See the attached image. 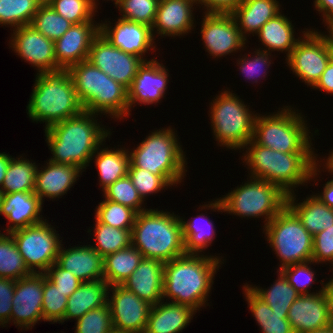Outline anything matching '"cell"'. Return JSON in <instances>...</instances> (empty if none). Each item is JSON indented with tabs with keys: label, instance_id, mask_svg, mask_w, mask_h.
Returning <instances> with one entry per match:
<instances>
[{
	"label": "cell",
	"instance_id": "8c879c8a",
	"mask_svg": "<svg viewBox=\"0 0 333 333\" xmlns=\"http://www.w3.org/2000/svg\"><path fill=\"white\" fill-rule=\"evenodd\" d=\"M109 1V0H108ZM114 1L115 6L121 1V0H112V2Z\"/></svg>",
	"mask_w": 333,
	"mask_h": 333
},
{
	"label": "cell",
	"instance_id": "d4e9b609",
	"mask_svg": "<svg viewBox=\"0 0 333 333\" xmlns=\"http://www.w3.org/2000/svg\"><path fill=\"white\" fill-rule=\"evenodd\" d=\"M43 203L34 192L4 194L0 214L8 219L6 233L38 224L45 219L40 215ZM41 216V217H40Z\"/></svg>",
	"mask_w": 333,
	"mask_h": 333
},
{
	"label": "cell",
	"instance_id": "d6986e66",
	"mask_svg": "<svg viewBox=\"0 0 333 333\" xmlns=\"http://www.w3.org/2000/svg\"><path fill=\"white\" fill-rule=\"evenodd\" d=\"M312 294L300 295L290 306L287 319L294 333H310L331 324L325 285Z\"/></svg>",
	"mask_w": 333,
	"mask_h": 333
},
{
	"label": "cell",
	"instance_id": "681fc988",
	"mask_svg": "<svg viewBox=\"0 0 333 333\" xmlns=\"http://www.w3.org/2000/svg\"><path fill=\"white\" fill-rule=\"evenodd\" d=\"M109 305L85 313L76 322L75 333H113Z\"/></svg>",
	"mask_w": 333,
	"mask_h": 333
},
{
	"label": "cell",
	"instance_id": "94428289",
	"mask_svg": "<svg viewBox=\"0 0 333 333\" xmlns=\"http://www.w3.org/2000/svg\"><path fill=\"white\" fill-rule=\"evenodd\" d=\"M13 157L5 152L0 153V189L3 184L7 168L10 164V161Z\"/></svg>",
	"mask_w": 333,
	"mask_h": 333
},
{
	"label": "cell",
	"instance_id": "8d00e7d4",
	"mask_svg": "<svg viewBox=\"0 0 333 333\" xmlns=\"http://www.w3.org/2000/svg\"><path fill=\"white\" fill-rule=\"evenodd\" d=\"M22 156L12 158L7 168L1 190L4 194L34 192L38 166ZM21 158V159H20Z\"/></svg>",
	"mask_w": 333,
	"mask_h": 333
},
{
	"label": "cell",
	"instance_id": "6f0895ef",
	"mask_svg": "<svg viewBox=\"0 0 333 333\" xmlns=\"http://www.w3.org/2000/svg\"><path fill=\"white\" fill-rule=\"evenodd\" d=\"M323 90L328 94H333V63L329 61L320 79L311 89Z\"/></svg>",
	"mask_w": 333,
	"mask_h": 333
},
{
	"label": "cell",
	"instance_id": "f546056e",
	"mask_svg": "<svg viewBox=\"0 0 333 333\" xmlns=\"http://www.w3.org/2000/svg\"><path fill=\"white\" fill-rule=\"evenodd\" d=\"M110 285L104 280L82 282L80 286L68 297L64 319H80L90 310L104 307L108 303Z\"/></svg>",
	"mask_w": 333,
	"mask_h": 333
},
{
	"label": "cell",
	"instance_id": "db71d44e",
	"mask_svg": "<svg viewBox=\"0 0 333 333\" xmlns=\"http://www.w3.org/2000/svg\"><path fill=\"white\" fill-rule=\"evenodd\" d=\"M333 259V226L313 236L312 260L315 264Z\"/></svg>",
	"mask_w": 333,
	"mask_h": 333
},
{
	"label": "cell",
	"instance_id": "7c38bea8",
	"mask_svg": "<svg viewBox=\"0 0 333 333\" xmlns=\"http://www.w3.org/2000/svg\"><path fill=\"white\" fill-rule=\"evenodd\" d=\"M46 220L10 232L26 266L32 273H45L57 261L62 245V240L56 233L58 231Z\"/></svg>",
	"mask_w": 333,
	"mask_h": 333
},
{
	"label": "cell",
	"instance_id": "ab89813d",
	"mask_svg": "<svg viewBox=\"0 0 333 333\" xmlns=\"http://www.w3.org/2000/svg\"><path fill=\"white\" fill-rule=\"evenodd\" d=\"M41 4L39 0H0V25L16 29L31 24Z\"/></svg>",
	"mask_w": 333,
	"mask_h": 333
},
{
	"label": "cell",
	"instance_id": "003e7915",
	"mask_svg": "<svg viewBox=\"0 0 333 333\" xmlns=\"http://www.w3.org/2000/svg\"><path fill=\"white\" fill-rule=\"evenodd\" d=\"M330 61L333 63V45L331 44V41H330Z\"/></svg>",
	"mask_w": 333,
	"mask_h": 333
},
{
	"label": "cell",
	"instance_id": "3957f363",
	"mask_svg": "<svg viewBox=\"0 0 333 333\" xmlns=\"http://www.w3.org/2000/svg\"><path fill=\"white\" fill-rule=\"evenodd\" d=\"M221 260L216 255L186 253L165 262L163 300L169 298L168 301L190 306L196 311L205 307L214 275L220 264H224Z\"/></svg>",
	"mask_w": 333,
	"mask_h": 333
},
{
	"label": "cell",
	"instance_id": "5bb4252c",
	"mask_svg": "<svg viewBox=\"0 0 333 333\" xmlns=\"http://www.w3.org/2000/svg\"><path fill=\"white\" fill-rule=\"evenodd\" d=\"M87 60L127 89L144 62L141 57L113 46L101 33L93 39Z\"/></svg>",
	"mask_w": 333,
	"mask_h": 333
},
{
	"label": "cell",
	"instance_id": "9f6ffc18",
	"mask_svg": "<svg viewBox=\"0 0 333 333\" xmlns=\"http://www.w3.org/2000/svg\"><path fill=\"white\" fill-rule=\"evenodd\" d=\"M198 4L205 8L204 13H230L243 0H197Z\"/></svg>",
	"mask_w": 333,
	"mask_h": 333
},
{
	"label": "cell",
	"instance_id": "f6af8a7d",
	"mask_svg": "<svg viewBox=\"0 0 333 333\" xmlns=\"http://www.w3.org/2000/svg\"><path fill=\"white\" fill-rule=\"evenodd\" d=\"M160 0H121L115 7L122 13V19L153 26Z\"/></svg>",
	"mask_w": 333,
	"mask_h": 333
},
{
	"label": "cell",
	"instance_id": "9a60e30c",
	"mask_svg": "<svg viewBox=\"0 0 333 333\" xmlns=\"http://www.w3.org/2000/svg\"><path fill=\"white\" fill-rule=\"evenodd\" d=\"M108 305L114 332L144 333L152 305L122 284L111 285Z\"/></svg>",
	"mask_w": 333,
	"mask_h": 333
},
{
	"label": "cell",
	"instance_id": "e575fe53",
	"mask_svg": "<svg viewBox=\"0 0 333 333\" xmlns=\"http://www.w3.org/2000/svg\"><path fill=\"white\" fill-rule=\"evenodd\" d=\"M143 259L142 253L133 245L104 257L103 279L111 286L122 284Z\"/></svg>",
	"mask_w": 333,
	"mask_h": 333
},
{
	"label": "cell",
	"instance_id": "ac0fdd59",
	"mask_svg": "<svg viewBox=\"0 0 333 333\" xmlns=\"http://www.w3.org/2000/svg\"><path fill=\"white\" fill-rule=\"evenodd\" d=\"M42 296L43 273H32L16 280L10 322L22 327L21 330L32 329L38 321L43 320Z\"/></svg>",
	"mask_w": 333,
	"mask_h": 333
},
{
	"label": "cell",
	"instance_id": "5b68a950",
	"mask_svg": "<svg viewBox=\"0 0 333 333\" xmlns=\"http://www.w3.org/2000/svg\"><path fill=\"white\" fill-rule=\"evenodd\" d=\"M33 87L27 114L33 122H45V129L84 111L67 71L37 73Z\"/></svg>",
	"mask_w": 333,
	"mask_h": 333
},
{
	"label": "cell",
	"instance_id": "30bf717a",
	"mask_svg": "<svg viewBox=\"0 0 333 333\" xmlns=\"http://www.w3.org/2000/svg\"><path fill=\"white\" fill-rule=\"evenodd\" d=\"M212 101L209 112L211 128L219 146L232 150L245 149L252 139L257 114L254 115L244 101L230 90L222 91Z\"/></svg>",
	"mask_w": 333,
	"mask_h": 333
},
{
	"label": "cell",
	"instance_id": "680465c9",
	"mask_svg": "<svg viewBox=\"0 0 333 333\" xmlns=\"http://www.w3.org/2000/svg\"><path fill=\"white\" fill-rule=\"evenodd\" d=\"M315 9L323 15L325 26L333 24V0H315Z\"/></svg>",
	"mask_w": 333,
	"mask_h": 333
},
{
	"label": "cell",
	"instance_id": "b9f144b4",
	"mask_svg": "<svg viewBox=\"0 0 333 333\" xmlns=\"http://www.w3.org/2000/svg\"><path fill=\"white\" fill-rule=\"evenodd\" d=\"M30 25L45 37L56 41L63 36L73 24L59 15L47 3L39 6Z\"/></svg>",
	"mask_w": 333,
	"mask_h": 333
},
{
	"label": "cell",
	"instance_id": "6125c7cd",
	"mask_svg": "<svg viewBox=\"0 0 333 333\" xmlns=\"http://www.w3.org/2000/svg\"><path fill=\"white\" fill-rule=\"evenodd\" d=\"M324 293L327 296L328 305H329V317L331 324L333 325V283L326 282Z\"/></svg>",
	"mask_w": 333,
	"mask_h": 333
},
{
	"label": "cell",
	"instance_id": "cb8c5ba5",
	"mask_svg": "<svg viewBox=\"0 0 333 333\" xmlns=\"http://www.w3.org/2000/svg\"><path fill=\"white\" fill-rule=\"evenodd\" d=\"M80 246L65 249L62 244L56 263L64 270L70 271L82 282L102 280L104 257L91 245Z\"/></svg>",
	"mask_w": 333,
	"mask_h": 333
},
{
	"label": "cell",
	"instance_id": "277c9868",
	"mask_svg": "<svg viewBox=\"0 0 333 333\" xmlns=\"http://www.w3.org/2000/svg\"><path fill=\"white\" fill-rule=\"evenodd\" d=\"M131 245L143 258L164 263L186 254L180 216L157 209L137 213L131 229Z\"/></svg>",
	"mask_w": 333,
	"mask_h": 333
},
{
	"label": "cell",
	"instance_id": "52a82bcc",
	"mask_svg": "<svg viewBox=\"0 0 333 333\" xmlns=\"http://www.w3.org/2000/svg\"><path fill=\"white\" fill-rule=\"evenodd\" d=\"M287 194L277 185L266 180L252 178L243 185L237 186L226 196L217 198L214 202L202 205V209H213L216 212H226L241 218L264 217L267 225L285 206Z\"/></svg>",
	"mask_w": 333,
	"mask_h": 333
},
{
	"label": "cell",
	"instance_id": "bcb514c9",
	"mask_svg": "<svg viewBox=\"0 0 333 333\" xmlns=\"http://www.w3.org/2000/svg\"><path fill=\"white\" fill-rule=\"evenodd\" d=\"M43 321L61 323L67 307L68 297L51 283L43 273Z\"/></svg>",
	"mask_w": 333,
	"mask_h": 333
},
{
	"label": "cell",
	"instance_id": "484cf974",
	"mask_svg": "<svg viewBox=\"0 0 333 333\" xmlns=\"http://www.w3.org/2000/svg\"><path fill=\"white\" fill-rule=\"evenodd\" d=\"M164 262L143 258L122 285L140 299L155 305L163 300Z\"/></svg>",
	"mask_w": 333,
	"mask_h": 333
},
{
	"label": "cell",
	"instance_id": "7dc6e473",
	"mask_svg": "<svg viewBox=\"0 0 333 333\" xmlns=\"http://www.w3.org/2000/svg\"><path fill=\"white\" fill-rule=\"evenodd\" d=\"M105 199L128 206L137 213L148 210L142 207L144 201L127 175L102 190Z\"/></svg>",
	"mask_w": 333,
	"mask_h": 333
},
{
	"label": "cell",
	"instance_id": "8992f818",
	"mask_svg": "<svg viewBox=\"0 0 333 333\" xmlns=\"http://www.w3.org/2000/svg\"><path fill=\"white\" fill-rule=\"evenodd\" d=\"M67 72L85 111L109 114L116 119L131 115L128 111V89L88 60L71 66Z\"/></svg>",
	"mask_w": 333,
	"mask_h": 333
},
{
	"label": "cell",
	"instance_id": "2644e50d",
	"mask_svg": "<svg viewBox=\"0 0 333 333\" xmlns=\"http://www.w3.org/2000/svg\"><path fill=\"white\" fill-rule=\"evenodd\" d=\"M42 4H47L50 0H39Z\"/></svg>",
	"mask_w": 333,
	"mask_h": 333
},
{
	"label": "cell",
	"instance_id": "836d02e7",
	"mask_svg": "<svg viewBox=\"0 0 333 333\" xmlns=\"http://www.w3.org/2000/svg\"><path fill=\"white\" fill-rule=\"evenodd\" d=\"M243 288L248 307L262 333H294L287 319L288 314H278L273 311L249 288L247 283Z\"/></svg>",
	"mask_w": 333,
	"mask_h": 333
},
{
	"label": "cell",
	"instance_id": "ffe728a7",
	"mask_svg": "<svg viewBox=\"0 0 333 333\" xmlns=\"http://www.w3.org/2000/svg\"><path fill=\"white\" fill-rule=\"evenodd\" d=\"M100 23V33L115 47L126 53H130L143 58L147 51L155 50V41L152 28L143 24L118 18L115 26L111 22ZM154 44V45H153ZM152 48V49H151ZM150 49V50H149Z\"/></svg>",
	"mask_w": 333,
	"mask_h": 333
},
{
	"label": "cell",
	"instance_id": "f1b7e54d",
	"mask_svg": "<svg viewBox=\"0 0 333 333\" xmlns=\"http://www.w3.org/2000/svg\"><path fill=\"white\" fill-rule=\"evenodd\" d=\"M280 7L277 0H243L230 14L247 41V34H257L268 20L280 13Z\"/></svg>",
	"mask_w": 333,
	"mask_h": 333
},
{
	"label": "cell",
	"instance_id": "03108f58",
	"mask_svg": "<svg viewBox=\"0 0 333 333\" xmlns=\"http://www.w3.org/2000/svg\"><path fill=\"white\" fill-rule=\"evenodd\" d=\"M327 30L329 32L328 37L330 38L331 44L333 45V24L327 25Z\"/></svg>",
	"mask_w": 333,
	"mask_h": 333
},
{
	"label": "cell",
	"instance_id": "c3c4849f",
	"mask_svg": "<svg viewBox=\"0 0 333 333\" xmlns=\"http://www.w3.org/2000/svg\"><path fill=\"white\" fill-rule=\"evenodd\" d=\"M128 176L143 201L150 194L157 193L168 186L172 187L174 185L166 176H158L137 167H129Z\"/></svg>",
	"mask_w": 333,
	"mask_h": 333
},
{
	"label": "cell",
	"instance_id": "ee69618b",
	"mask_svg": "<svg viewBox=\"0 0 333 333\" xmlns=\"http://www.w3.org/2000/svg\"><path fill=\"white\" fill-rule=\"evenodd\" d=\"M48 4L72 24L92 22L98 5L96 0H50Z\"/></svg>",
	"mask_w": 333,
	"mask_h": 333
},
{
	"label": "cell",
	"instance_id": "91938a15",
	"mask_svg": "<svg viewBox=\"0 0 333 333\" xmlns=\"http://www.w3.org/2000/svg\"><path fill=\"white\" fill-rule=\"evenodd\" d=\"M323 166H324L325 169H326L325 171L328 170V173H329V174L331 173V175H333V174H332L333 171L330 170V169H328V168L324 165V163H323ZM332 178H333V176H332ZM315 196H317V197H318L323 203H325L328 207L333 208V179H331L330 181H327V182L325 183V186L323 187L322 194H319V193H318V195H317V193H316Z\"/></svg>",
	"mask_w": 333,
	"mask_h": 333
},
{
	"label": "cell",
	"instance_id": "be15d7a7",
	"mask_svg": "<svg viewBox=\"0 0 333 333\" xmlns=\"http://www.w3.org/2000/svg\"><path fill=\"white\" fill-rule=\"evenodd\" d=\"M330 153H331V154H329L328 158H327L326 161L323 162V163H325L324 165H325L328 169H330V170L333 171V150H332V152H330Z\"/></svg>",
	"mask_w": 333,
	"mask_h": 333
},
{
	"label": "cell",
	"instance_id": "2e32d148",
	"mask_svg": "<svg viewBox=\"0 0 333 333\" xmlns=\"http://www.w3.org/2000/svg\"><path fill=\"white\" fill-rule=\"evenodd\" d=\"M13 30L10 47L20 58L36 67L39 73L62 71L56 62L54 41L38 32L33 26L24 25Z\"/></svg>",
	"mask_w": 333,
	"mask_h": 333
},
{
	"label": "cell",
	"instance_id": "ba28073f",
	"mask_svg": "<svg viewBox=\"0 0 333 333\" xmlns=\"http://www.w3.org/2000/svg\"><path fill=\"white\" fill-rule=\"evenodd\" d=\"M175 134L171 127L151 132L136 149L129 152V167L166 176L174 185L181 183L187 172V161Z\"/></svg>",
	"mask_w": 333,
	"mask_h": 333
},
{
	"label": "cell",
	"instance_id": "816d5d0a",
	"mask_svg": "<svg viewBox=\"0 0 333 333\" xmlns=\"http://www.w3.org/2000/svg\"><path fill=\"white\" fill-rule=\"evenodd\" d=\"M263 48H260L255 52V55H252V58H248V54H246V56L244 55L242 58H239L237 60V64L239 66V70H241L240 72H242L241 74H244V77L247 78V80H251V82L254 80V83L258 82V78L262 77L264 78L268 72L267 69L269 68V66L271 65V53H268L266 51H262ZM265 69H264V68ZM264 69V73L263 72ZM261 73V74H260ZM263 75V76H261ZM257 80H256V79Z\"/></svg>",
	"mask_w": 333,
	"mask_h": 333
},
{
	"label": "cell",
	"instance_id": "83f0119b",
	"mask_svg": "<svg viewBox=\"0 0 333 333\" xmlns=\"http://www.w3.org/2000/svg\"><path fill=\"white\" fill-rule=\"evenodd\" d=\"M196 312L190 306L162 300L152 305L144 333H180Z\"/></svg>",
	"mask_w": 333,
	"mask_h": 333
},
{
	"label": "cell",
	"instance_id": "44dd1931",
	"mask_svg": "<svg viewBox=\"0 0 333 333\" xmlns=\"http://www.w3.org/2000/svg\"><path fill=\"white\" fill-rule=\"evenodd\" d=\"M94 21L73 24L54 41L56 62L61 70L67 71L71 66L88 59L93 39L100 33V25Z\"/></svg>",
	"mask_w": 333,
	"mask_h": 333
},
{
	"label": "cell",
	"instance_id": "d6a6232c",
	"mask_svg": "<svg viewBox=\"0 0 333 333\" xmlns=\"http://www.w3.org/2000/svg\"><path fill=\"white\" fill-rule=\"evenodd\" d=\"M100 150V151H99ZM95 158V159H94ZM95 160L98 169L99 184L106 189L115 181L128 175L130 156L128 149H108L101 146L96 150L91 160Z\"/></svg>",
	"mask_w": 333,
	"mask_h": 333
},
{
	"label": "cell",
	"instance_id": "74e56055",
	"mask_svg": "<svg viewBox=\"0 0 333 333\" xmlns=\"http://www.w3.org/2000/svg\"><path fill=\"white\" fill-rule=\"evenodd\" d=\"M279 272V273H278ZM278 279L268 289L249 285V288L269 307L278 314H288L292 303L300 296L295 288L290 285L285 276L280 272Z\"/></svg>",
	"mask_w": 333,
	"mask_h": 333
},
{
	"label": "cell",
	"instance_id": "d590c367",
	"mask_svg": "<svg viewBox=\"0 0 333 333\" xmlns=\"http://www.w3.org/2000/svg\"><path fill=\"white\" fill-rule=\"evenodd\" d=\"M207 219L204 214L196 215L188 221L180 218L186 253L200 254L212 244L216 230L213 222ZM201 221H204L205 226H202Z\"/></svg>",
	"mask_w": 333,
	"mask_h": 333
},
{
	"label": "cell",
	"instance_id": "89a4df30",
	"mask_svg": "<svg viewBox=\"0 0 333 333\" xmlns=\"http://www.w3.org/2000/svg\"><path fill=\"white\" fill-rule=\"evenodd\" d=\"M330 264H331L332 269H333V259L330 261ZM328 282L333 283V278H331V280H329Z\"/></svg>",
	"mask_w": 333,
	"mask_h": 333
},
{
	"label": "cell",
	"instance_id": "f5cc1de1",
	"mask_svg": "<svg viewBox=\"0 0 333 333\" xmlns=\"http://www.w3.org/2000/svg\"><path fill=\"white\" fill-rule=\"evenodd\" d=\"M44 274L66 297H69L82 283L70 271L64 270L56 262Z\"/></svg>",
	"mask_w": 333,
	"mask_h": 333
},
{
	"label": "cell",
	"instance_id": "7bdbcfd3",
	"mask_svg": "<svg viewBox=\"0 0 333 333\" xmlns=\"http://www.w3.org/2000/svg\"><path fill=\"white\" fill-rule=\"evenodd\" d=\"M95 212V219L100 223L123 230L133 228L137 215L132 208L107 199L98 204Z\"/></svg>",
	"mask_w": 333,
	"mask_h": 333
},
{
	"label": "cell",
	"instance_id": "e0dca14e",
	"mask_svg": "<svg viewBox=\"0 0 333 333\" xmlns=\"http://www.w3.org/2000/svg\"><path fill=\"white\" fill-rule=\"evenodd\" d=\"M201 37L210 56L221 57L241 51L246 45L237 24L230 13H204Z\"/></svg>",
	"mask_w": 333,
	"mask_h": 333
},
{
	"label": "cell",
	"instance_id": "f35d334b",
	"mask_svg": "<svg viewBox=\"0 0 333 333\" xmlns=\"http://www.w3.org/2000/svg\"><path fill=\"white\" fill-rule=\"evenodd\" d=\"M31 274L12 235L0 233V277L18 280Z\"/></svg>",
	"mask_w": 333,
	"mask_h": 333
},
{
	"label": "cell",
	"instance_id": "7402d4cb",
	"mask_svg": "<svg viewBox=\"0 0 333 333\" xmlns=\"http://www.w3.org/2000/svg\"><path fill=\"white\" fill-rule=\"evenodd\" d=\"M168 69L156 60L144 61L128 89V111L139 104H157L164 98L169 83Z\"/></svg>",
	"mask_w": 333,
	"mask_h": 333
},
{
	"label": "cell",
	"instance_id": "60d3db41",
	"mask_svg": "<svg viewBox=\"0 0 333 333\" xmlns=\"http://www.w3.org/2000/svg\"><path fill=\"white\" fill-rule=\"evenodd\" d=\"M95 245L92 247L103 257L131 245V230H123L100 223L95 219Z\"/></svg>",
	"mask_w": 333,
	"mask_h": 333
},
{
	"label": "cell",
	"instance_id": "9c48e42d",
	"mask_svg": "<svg viewBox=\"0 0 333 333\" xmlns=\"http://www.w3.org/2000/svg\"><path fill=\"white\" fill-rule=\"evenodd\" d=\"M281 109L267 116L257 114L252 140L283 153H315L304 115L290 106Z\"/></svg>",
	"mask_w": 333,
	"mask_h": 333
},
{
	"label": "cell",
	"instance_id": "f907efd6",
	"mask_svg": "<svg viewBox=\"0 0 333 333\" xmlns=\"http://www.w3.org/2000/svg\"><path fill=\"white\" fill-rule=\"evenodd\" d=\"M313 263H315L313 260L296 263L278 269V271L285 276L288 283L292 285L300 295L312 294L315 292H311L309 288H311L313 282L317 279L315 278V271L308 265Z\"/></svg>",
	"mask_w": 333,
	"mask_h": 333
},
{
	"label": "cell",
	"instance_id": "603a6c76",
	"mask_svg": "<svg viewBox=\"0 0 333 333\" xmlns=\"http://www.w3.org/2000/svg\"><path fill=\"white\" fill-rule=\"evenodd\" d=\"M196 4L198 6L197 0H160L152 26L153 37L156 32L161 37L185 36L191 32L195 19L193 5Z\"/></svg>",
	"mask_w": 333,
	"mask_h": 333
},
{
	"label": "cell",
	"instance_id": "a7ac6f4b",
	"mask_svg": "<svg viewBox=\"0 0 333 333\" xmlns=\"http://www.w3.org/2000/svg\"><path fill=\"white\" fill-rule=\"evenodd\" d=\"M3 196H4V193L3 191L0 189V209H1V203L3 201Z\"/></svg>",
	"mask_w": 333,
	"mask_h": 333
},
{
	"label": "cell",
	"instance_id": "7a4b0ae2",
	"mask_svg": "<svg viewBox=\"0 0 333 333\" xmlns=\"http://www.w3.org/2000/svg\"><path fill=\"white\" fill-rule=\"evenodd\" d=\"M245 148L242 159L250 170L249 177L277 185L287 195L319 175L322 163L319 165L315 153H283L256 144L252 139Z\"/></svg>",
	"mask_w": 333,
	"mask_h": 333
},
{
	"label": "cell",
	"instance_id": "1f68e13d",
	"mask_svg": "<svg viewBox=\"0 0 333 333\" xmlns=\"http://www.w3.org/2000/svg\"><path fill=\"white\" fill-rule=\"evenodd\" d=\"M292 22L281 12L268 20L256 34L265 47L262 51L287 52L286 59L291 54L301 37L295 38ZM268 49V50H267Z\"/></svg>",
	"mask_w": 333,
	"mask_h": 333
},
{
	"label": "cell",
	"instance_id": "4316f807",
	"mask_svg": "<svg viewBox=\"0 0 333 333\" xmlns=\"http://www.w3.org/2000/svg\"><path fill=\"white\" fill-rule=\"evenodd\" d=\"M46 163V166L40 167L41 170L37 168L35 179L34 193L42 203L44 197L51 200L65 195L83 172L74 165L56 164L51 161Z\"/></svg>",
	"mask_w": 333,
	"mask_h": 333
},
{
	"label": "cell",
	"instance_id": "8fae6325",
	"mask_svg": "<svg viewBox=\"0 0 333 333\" xmlns=\"http://www.w3.org/2000/svg\"><path fill=\"white\" fill-rule=\"evenodd\" d=\"M263 227L269 245L279 256V269L312 260L313 236L287 205Z\"/></svg>",
	"mask_w": 333,
	"mask_h": 333
},
{
	"label": "cell",
	"instance_id": "4dcf8cb0",
	"mask_svg": "<svg viewBox=\"0 0 333 333\" xmlns=\"http://www.w3.org/2000/svg\"><path fill=\"white\" fill-rule=\"evenodd\" d=\"M295 197V193L287 195L286 205L312 236L333 226V208L328 207L315 195L308 196L299 203L295 202L298 201Z\"/></svg>",
	"mask_w": 333,
	"mask_h": 333
},
{
	"label": "cell",
	"instance_id": "6da1fadb",
	"mask_svg": "<svg viewBox=\"0 0 333 333\" xmlns=\"http://www.w3.org/2000/svg\"><path fill=\"white\" fill-rule=\"evenodd\" d=\"M96 115L99 114L84 110L77 116L44 129L45 141L53 155L48 161L74 165L84 171L96 150L111 135L109 129L95 120Z\"/></svg>",
	"mask_w": 333,
	"mask_h": 333
},
{
	"label": "cell",
	"instance_id": "11a10c76",
	"mask_svg": "<svg viewBox=\"0 0 333 333\" xmlns=\"http://www.w3.org/2000/svg\"><path fill=\"white\" fill-rule=\"evenodd\" d=\"M15 285L16 280L0 277V326L2 325L3 327L10 323Z\"/></svg>",
	"mask_w": 333,
	"mask_h": 333
},
{
	"label": "cell",
	"instance_id": "e7e4bbea",
	"mask_svg": "<svg viewBox=\"0 0 333 333\" xmlns=\"http://www.w3.org/2000/svg\"><path fill=\"white\" fill-rule=\"evenodd\" d=\"M310 333H333V325L330 324L329 326H326L324 328L318 329L314 332H310Z\"/></svg>",
	"mask_w": 333,
	"mask_h": 333
},
{
	"label": "cell",
	"instance_id": "4fadbf2b",
	"mask_svg": "<svg viewBox=\"0 0 333 333\" xmlns=\"http://www.w3.org/2000/svg\"><path fill=\"white\" fill-rule=\"evenodd\" d=\"M306 30L286 62L302 82L314 87L330 61V38L315 29Z\"/></svg>",
	"mask_w": 333,
	"mask_h": 333
}]
</instances>
